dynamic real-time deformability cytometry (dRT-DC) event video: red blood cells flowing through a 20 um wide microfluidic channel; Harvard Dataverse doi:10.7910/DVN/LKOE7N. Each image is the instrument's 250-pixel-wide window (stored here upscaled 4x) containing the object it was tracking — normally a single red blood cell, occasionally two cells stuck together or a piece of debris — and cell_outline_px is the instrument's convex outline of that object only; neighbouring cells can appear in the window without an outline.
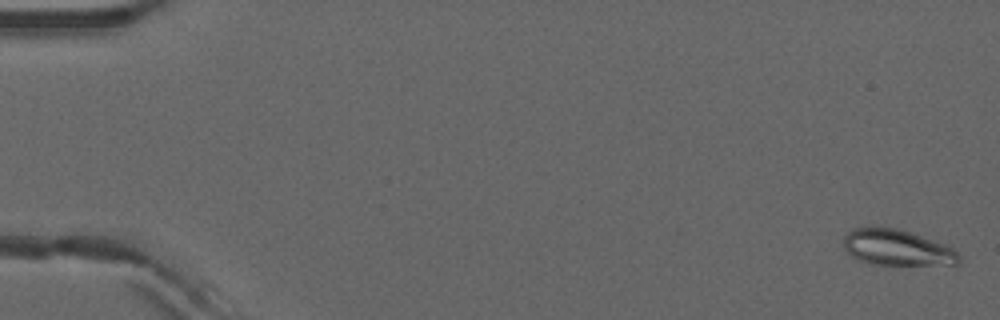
{"species": "common noctule bat (a hibernating species)", "species_latin": "Nyctalus noctula", "temperature_condition": "warm", "stored_images_in_passage": 5, "camera_frame_rate_fps": 3000, "um_per_image_px": 0.085, "animal": {"sex": "male", "forearm_length_mm": 52.5}, "frame": {"image": 1, "passage_image": 1, "time_ms": 0.0, "image_size_px": [1000, 320], "cell_outline_px": [[960, 264], [872, 264], [860, 260], [852, 256], [844, 248], [844, 236], [852, 228], [896, 228], [944, 244], [952, 248], [960, 256]], "centroid_in_image_um": [76.23, 21.05], "position_along_channel_um": 8.8, "area_um2": 23.52}}